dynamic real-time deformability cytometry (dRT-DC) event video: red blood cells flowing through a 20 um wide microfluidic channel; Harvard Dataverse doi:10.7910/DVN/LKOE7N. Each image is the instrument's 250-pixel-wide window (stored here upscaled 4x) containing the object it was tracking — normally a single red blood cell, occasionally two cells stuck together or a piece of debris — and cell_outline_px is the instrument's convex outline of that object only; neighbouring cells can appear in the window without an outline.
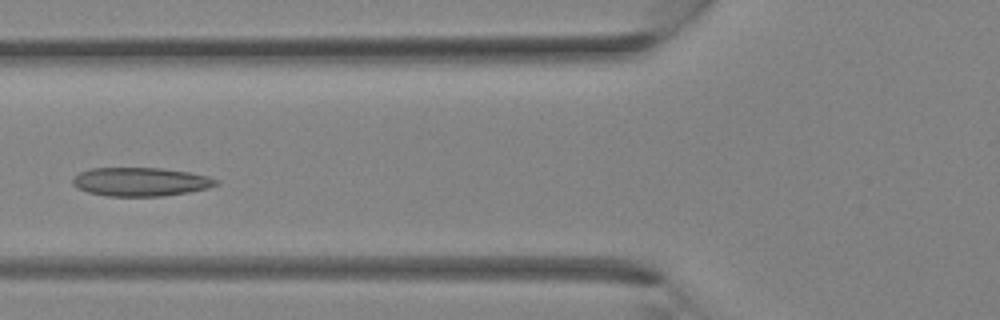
{"species": "Egyptian fruit bat (a non-hibernating species)", "species_latin": "Rousettus aegyptiacus", "temperature_condition": "room temperature", "stored_images_in_passage": 29, "camera_frame_rate_fps": 3000, "um_per_image_px": 0.085, "animal": {"sex": "female"}, "frame": {"image": 1, "passage_image": 8, "time_ms": 2.333, "image_size_px": [1000, 320], "cell_outline_px": [[220, 184], [208, 188], [188, 192], [164, 196], [108, 196], [88, 192], [76, 188], [72, 184], [72, 176], [80, 172], [92, 168], [160, 168], [188, 172], [208, 176], [220, 180]], "centroid_in_image_um": [11.95, 15.45], "position_along_channel_um": 113.9, "area_um2": 24.1}}
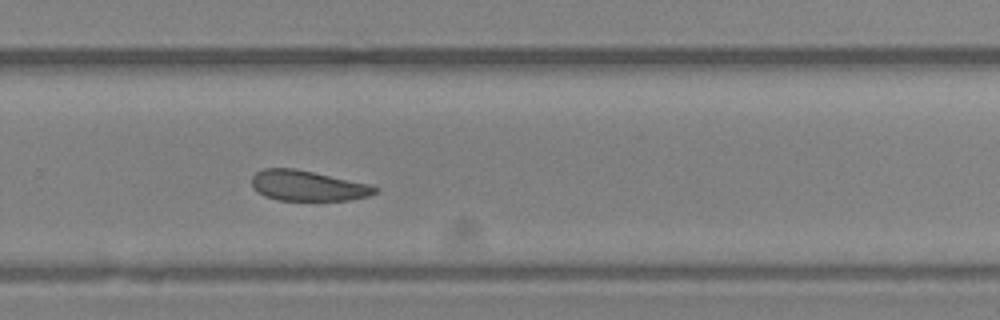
{"frame": {"image": 2, "passage_image": 18, "time_ms": 5.667, "image_size_px": [1000, 320], "cell_outline_px": [[380, 188], [376, 192], [368, 196], [348, 200], [276, 200], [264, 196], [256, 192], [252, 184], [252, 176], [256, 172], [264, 168], [296, 168], [368, 184]], "centroid_in_image_um": [26.11, 15.78], "position_along_channel_um": 303.7, "area_um2": 21.79}}
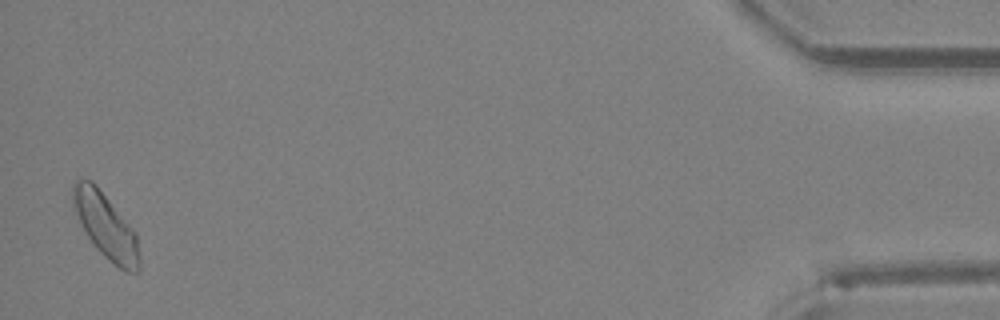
{"frame": {"image": 3, "passage_image": 29, "time_ms": 9.333, "image_size_px": [1000, 320], "cell_outline_px": [[140, 272], [124, 272], [104, 256], [96, 248], [88, 236], [76, 212], [72, 200], [72, 184], [76, 180], [92, 180], [96, 184], [136, 232], [140, 256]], "centroid_in_image_um": [9.03, 19.23], "position_along_channel_um": 426.2, "area_um2": 25.03}}